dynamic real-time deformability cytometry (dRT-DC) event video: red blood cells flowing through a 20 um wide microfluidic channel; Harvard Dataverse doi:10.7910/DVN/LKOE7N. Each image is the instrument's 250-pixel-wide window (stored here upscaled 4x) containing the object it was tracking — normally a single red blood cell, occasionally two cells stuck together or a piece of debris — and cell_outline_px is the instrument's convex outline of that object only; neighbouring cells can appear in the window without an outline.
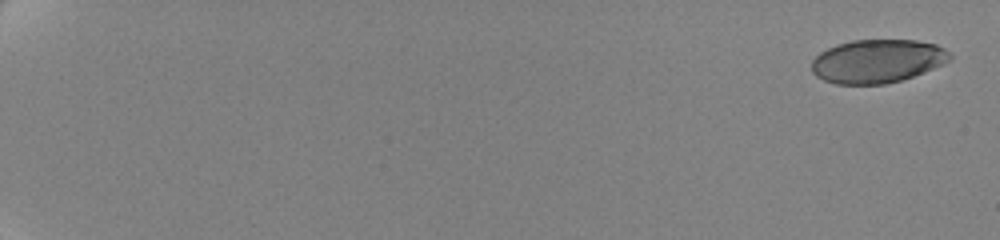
{"species": "human", "species_latin": "Homo sapiens", "temperature_condition": "cold", "stored_images_in_passage": 15, "camera_frame_rate_fps": 3000, "um_per_image_px": 0.085, "donor": {"sex": "female"}, "frame": {"image": 1, "passage_image": 1, "time_ms": 0.0, "image_size_px": [1000, 240], "cell_outline_px": [[952, 60], [944, 64], [924, 72], [900, 80], [884, 84], [836, 84], [824, 80], [816, 76], [812, 72], [812, 60], [820, 52], [836, 44], [852, 40], [916, 40], [936, 44], [944, 48], [952, 56]], "centroid_in_image_um": [74.58, 5.19], "position_along_channel_um": 10.4, "area_um2": 35.08}}
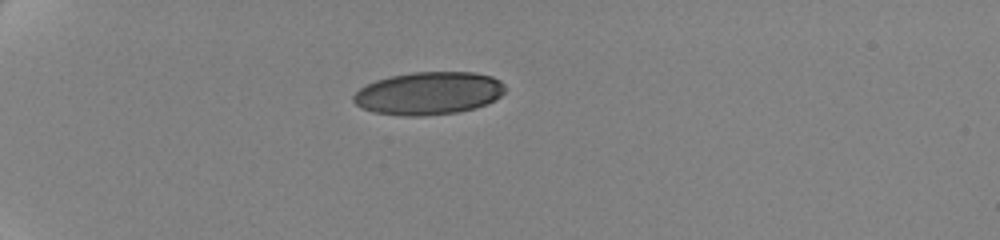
{"frame": {"image": 2, "passage_image": 9, "time_ms": 6.0, "image_size_px": [1000, 240], "cell_outline_px": [[504, 92], [496, 100], [488, 104], [476, 108], [456, 112], [424, 116], [404, 116], [372, 112], [360, 108], [352, 100], [352, 96], [360, 88], [376, 80], [392, 76], [412, 72], [476, 72], [492, 76], [500, 80], [504, 84]], "centroid_in_image_um": [36.44, 7.93], "position_along_channel_um": 48.6, "area_um2": 38.09}}
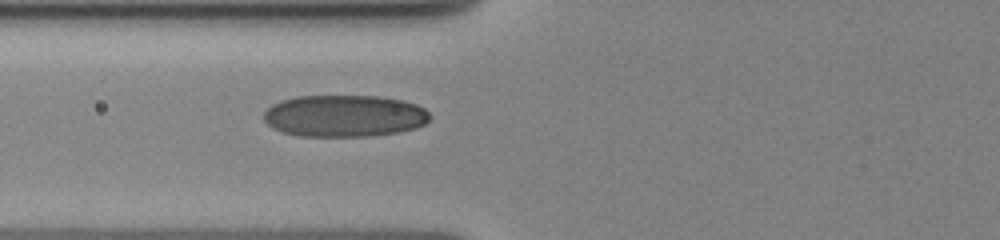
{"frame": {"image": 3, "passage_image": 15, "time_ms": 8.667, "image_size_px": [1000, 240], "cell_outline_px": [[432, 116], [424, 124], [416, 128], [400, 132], [368, 136], [300, 136], [284, 132], [272, 128], [264, 120], [264, 112], [272, 104], [280, 100], [296, 96], [376, 96], [404, 100], [416, 104], [424, 108]], "centroid_in_image_um": [29.28, 9.85], "position_along_channel_um": 96.5, "area_um2": 40.75}}